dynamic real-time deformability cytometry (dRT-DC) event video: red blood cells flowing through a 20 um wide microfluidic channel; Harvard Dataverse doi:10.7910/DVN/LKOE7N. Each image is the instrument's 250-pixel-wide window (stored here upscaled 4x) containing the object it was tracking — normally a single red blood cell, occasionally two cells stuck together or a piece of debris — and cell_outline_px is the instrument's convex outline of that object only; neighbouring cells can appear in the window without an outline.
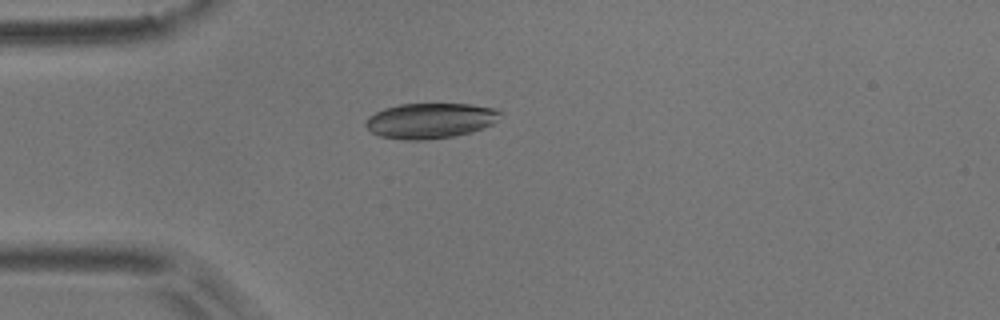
{"species": "common noctule bat (a hibernating species)", "species_latin": "Nyctalus noctula", "temperature_condition": "room temperature", "stored_images_in_passage": 3, "camera_frame_rate_fps": 3000, "um_per_image_px": 0.085, "animal": {"sex": "male", "body_mass_g": 17.9}, "frame": {"image": 1, "passage_image": 2, "time_ms": 0.333, "image_size_px": [1000, 320], "cell_outline_px": [[504, 112], [492, 124], [484, 128], [472, 132], [452, 136], [428, 140], [400, 140], [380, 136], [372, 132], [364, 124], [368, 116], [384, 108], [400, 104], [472, 104], [492, 108]], "centroid_in_image_um": [36.57, 10.26], "position_along_channel_um": 48.4, "area_um2": 27.86}}